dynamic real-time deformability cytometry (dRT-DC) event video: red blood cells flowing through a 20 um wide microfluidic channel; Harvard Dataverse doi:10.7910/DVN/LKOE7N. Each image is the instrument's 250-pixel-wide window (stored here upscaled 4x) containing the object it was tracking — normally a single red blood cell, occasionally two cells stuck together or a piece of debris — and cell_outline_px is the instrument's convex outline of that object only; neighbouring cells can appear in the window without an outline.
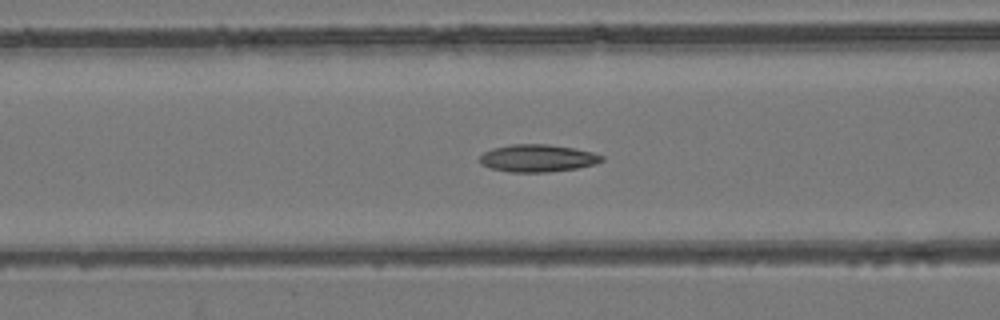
{"species": "common noctule bat (a hibernating species)", "species_latin": "Nyctalus noctula", "temperature_condition": "room temperature", "stored_images_in_passage": 54, "camera_frame_rate_fps": 3000, "um_per_image_px": 0.085, "animal": {"sex": "female", "body_mass_g": 24.6, "forearm_length_mm": 56.2}, "frame": {"image": 1, "passage_image": 22, "time_ms": 7.0, "image_size_px": [1000, 320], "cell_outline_px": [[604, 160], [596, 164], [576, 168], [548, 172], [508, 172], [492, 168], [480, 164], [480, 156], [484, 152], [492, 148], [512, 144], [548, 144], [572, 148], [592, 152], [604, 156]], "centroid_in_image_um": [45.69, 13.44], "position_along_channel_um": 120.9, "area_um2": 19.48}}
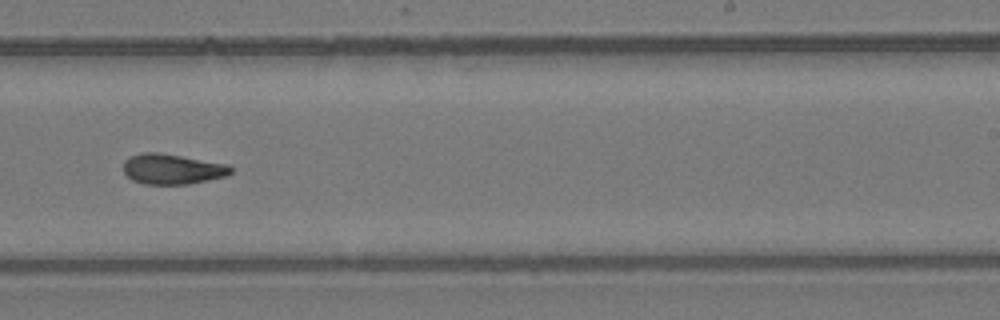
{"frame": {"image": 2, "passage_image": 34, "time_ms": 11.0, "image_size_px": [1000, 320], "cell_outline_px": [[232, 172], [228, 176], [188, 184], [144, 184], [132, 180], [124, 172], [124, 160], [132, 156], [144, 152], [160, 152], [228, 164], [232, 168]], "centroid_in_image_um": [14.67, 14.37], "position_along_channel_um": 274.3, "area_um2": 19.02}}
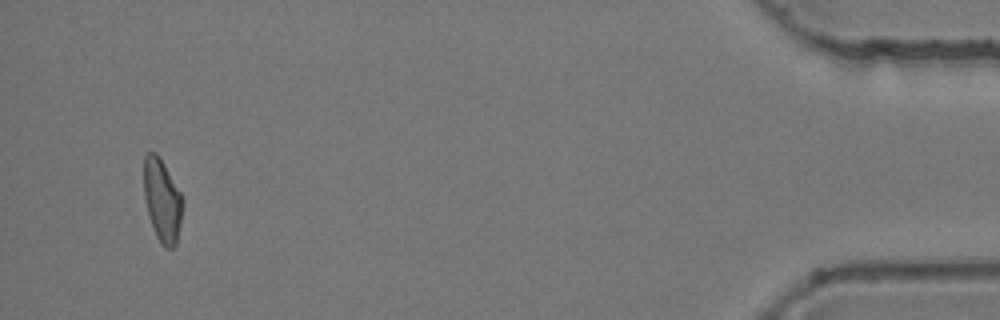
{"frame": {"image": 3, "passage_image": 52, "time_ms": 17.0, "image_size_px": [1000, 320], "cell_outline_px": [[184, 204], [176, 244], [172, 248], [164, 248], [160, 244], [156, 236], [148, 212], [144, 196], [144, 156], [148, 152], [156, 152], [180, 192], [184, 200]], "centroid_in_image_um": [13.79, 17.06], "position_along_channel_um": 421.4, "area_um2": 18.55}, "authors_computed_cell_mechanics": {"area_um2": 19.1607, "velocity_mm_per_s": 3.8362, "shape_relaxation_time_tau1_ms": null, "shape_relaxation_time_tau2_ms": 3.9213, "deformation_change_tau1": null, "deformation_change_tau2": 0.1123}}